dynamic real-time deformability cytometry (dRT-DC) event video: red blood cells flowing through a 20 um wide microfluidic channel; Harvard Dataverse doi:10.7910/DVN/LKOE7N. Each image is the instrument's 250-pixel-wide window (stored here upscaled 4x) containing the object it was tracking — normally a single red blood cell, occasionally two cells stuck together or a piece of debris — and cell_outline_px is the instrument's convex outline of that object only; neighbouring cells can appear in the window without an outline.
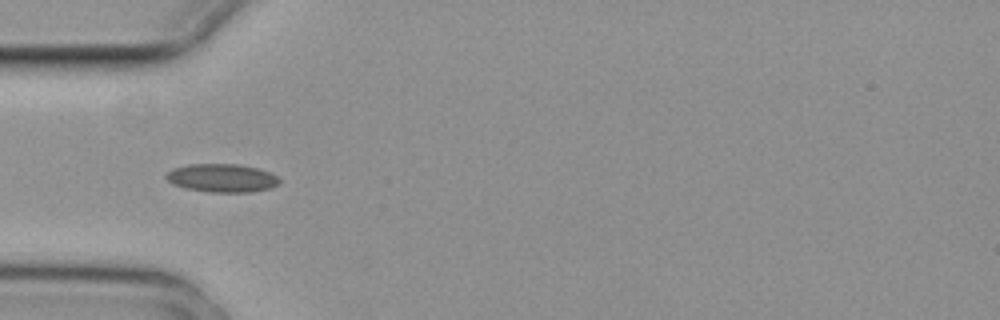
{"species": "common noctule bat (a hibernating species)", "species_latin": "Nyctalus noctula", "temperature_condition": "cold", "stored_images_in_passage": 7, "camera_frame_rate_fps": 3000, "um_per_image_px": 0.085, "animal": {"sex": "female", "body_mass_g": 29.2, "forearm_length_mm": 56.3}, "frame": {"image": 1, "passage_image": 6, "time_ms": 1.667, "image_size_px": [1000, 320], "cell_outline_px": [[280, 184], [272, 188], [252, 192], [208, 192], [184, 188], [172, 184], [164, 176], [172, 168], [188, 164], [240, 164], [256, 168], [268, 172], [276, 176], [280, 180]], "centroid_in_image_um": [18.85, 15.13], "position_along_channel_um": 66.1, "area_um2": 18.84}}
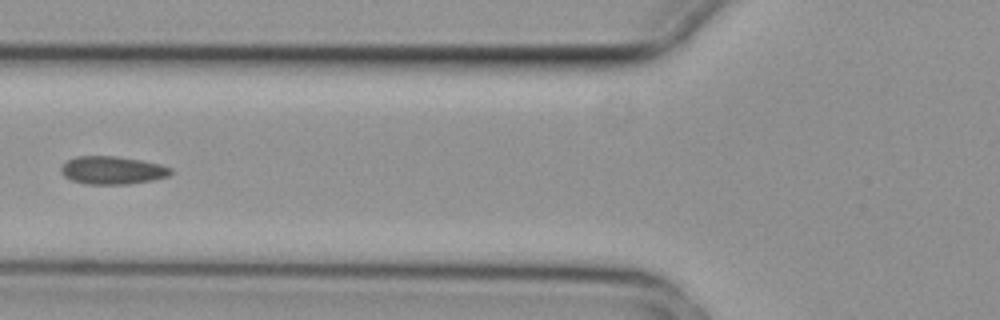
{"frame": {"image": 2, "passage_image": 7, "time_ms": 2.0, "image_size_px": [1000, 320], "cell_outline_px": [[172, 172], [168, 176], [152, 180], [128, 184], [84, 184], [72, 180], [64, 176], [60, 172], [60, 168], [68, 160], [76, 156], [116, 156], [140, 160], [160, 164], [172, 168]], "centroid_in_image_um": [9.54, 14.47], "position_along_channel_um": 116.3, "area_um2": 17.86}}